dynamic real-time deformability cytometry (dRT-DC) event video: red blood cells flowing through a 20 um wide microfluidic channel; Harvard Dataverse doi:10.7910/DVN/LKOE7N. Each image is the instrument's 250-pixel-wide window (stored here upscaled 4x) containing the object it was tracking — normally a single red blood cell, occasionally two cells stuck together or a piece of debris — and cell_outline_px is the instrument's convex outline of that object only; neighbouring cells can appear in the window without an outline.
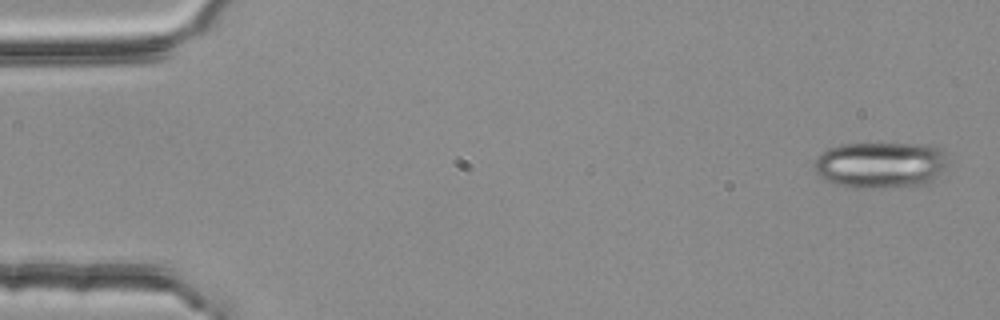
{"species": "common noctule bat (a hibernating species)", "species_latin": "Nyctalus noctula", "temperature_condition": "room temperature", "stored_images_in_passage": 6, "camera_frame_rate_fps": 3000, "um_per_image_px": 0.085, "animal": {"sex": "female", "body_mass_g": 25.1}, "frame": {"image": 1, "passage_image": 1, "time_ms": 0.0, "image_size_px": [1000, 320], "cell_outline_px": [[944, 172], [928, 184], [872, 188], [848, 188], [836, 184], [820, 176], [816, 172], [816, 160], [828, 148], [840, 144], [928, 144], [940, 148], [944, 152]], "centroid_in_image_um": [74.87, 14.02], "position_along_channel_um": 10.1, "area_um2": 35.84}}